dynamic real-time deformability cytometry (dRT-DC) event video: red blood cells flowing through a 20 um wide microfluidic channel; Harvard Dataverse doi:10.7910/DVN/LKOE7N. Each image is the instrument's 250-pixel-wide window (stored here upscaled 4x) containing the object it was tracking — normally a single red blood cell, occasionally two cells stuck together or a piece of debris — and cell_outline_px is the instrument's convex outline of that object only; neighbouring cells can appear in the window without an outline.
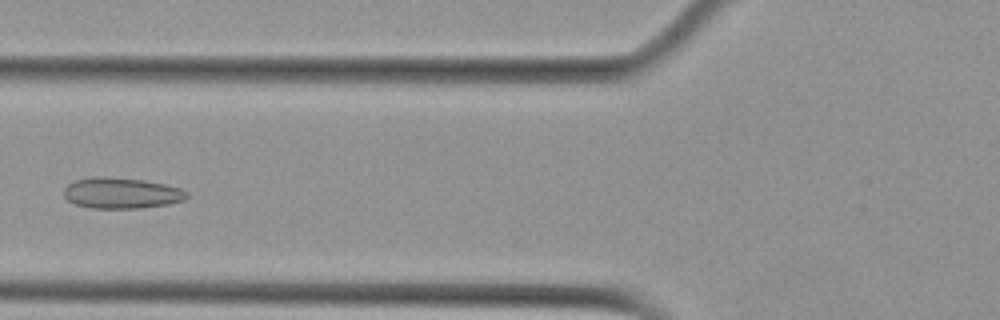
{"species": "Egyptian fruit bat (a non-hibernating species)", "species_latin": "Rousettus aegyptiacus", "temperature_condition": "cold", "stored_images_in_passage": 5, "camera_frame_rate_fps": 3000, "um_per_image_px": 0.085, "animal": {"sex": "female"}, "frame": {"image": 1, "passage_image": 5, "time_ms": 5.0, "image_size_px": [1000, 320], "cell_outline_px": [[188, 196], [184, 200], [168, 204], [140, 208], [92, 208], [76, 204], [68, 200], [64, 196], [64, 188], [68, 184], [76, 180], [96, 176], [104, 176], [144, 180], [164, 184], [180, 188], [188, 192]], "centroid_in_image_um": [10.33, 16.41], "position_along_channel_um": 115.5, "area_um2": 22.08}}